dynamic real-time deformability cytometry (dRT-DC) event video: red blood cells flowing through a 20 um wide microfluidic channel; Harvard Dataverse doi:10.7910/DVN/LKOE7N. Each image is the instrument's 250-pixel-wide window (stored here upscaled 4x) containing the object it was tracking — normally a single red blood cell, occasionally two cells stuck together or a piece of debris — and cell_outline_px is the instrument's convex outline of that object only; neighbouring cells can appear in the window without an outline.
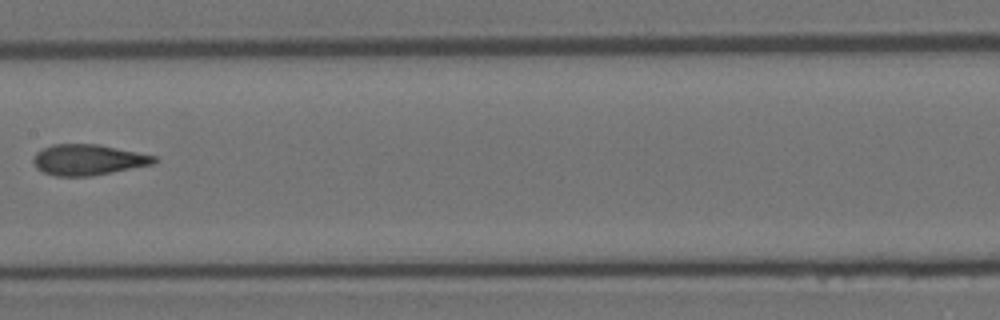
{"species": "Egyptian fruit bat (a non-hibernating species)", "species_latin": "Rousettus aegyptiacus", "temperature_condition": "room temperature", "stored_images_in_passage": 9, "camera_frame_rate_fps": 3000, "um_per_image_px": 0.085, "animal": {"sex": "female"}, "frame": {"image": 1, "passage_image": 7, "time_ms": 2.0, "image_size_px": [1000, 320], "cell_outline_px": [[156, 160], [152, 164], [92, 176], [56, 176], [44, 172], [36, 168], [32, 160], [36, 152], [52, 144], [96, 144], [156, 156]], "centroid_in_image_um": [7.44, 13.58], "position_along_channel_um": 200.0, "area_um2": 21.39}}
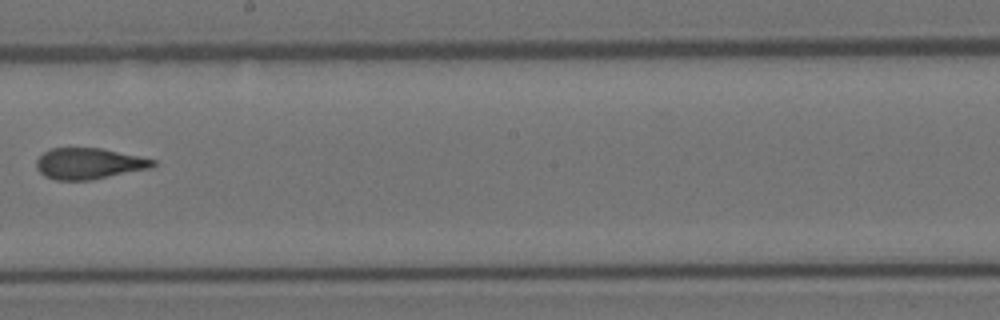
{"frame": {"image": 2, "passage_image": 8, "time_ms": 2.333, "image_size_px": [1000, 320], "cell_outline_px": [[156, 164], [152, 168], [92, 180], [56, 180], [44, 176], [36, 168], [36, 160], [44, 152], [52, 148], [100, 148], [140, 156], [156, 160]], "centroid_in_image_um": [7.57, 13.91], "position_along_channel_um": 240.6, "area_um2": 21.21}}
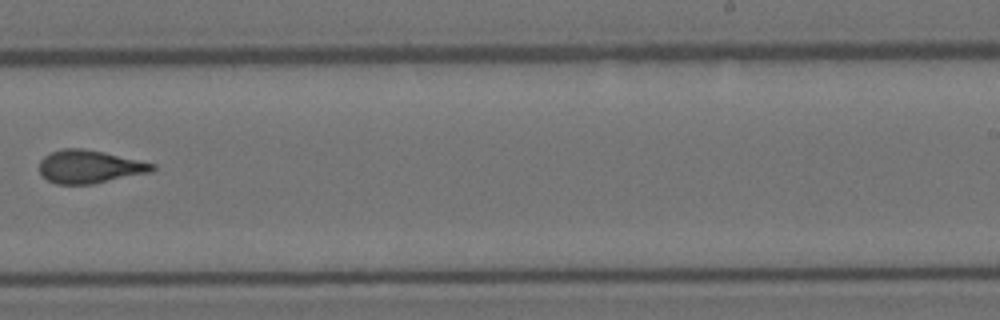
{"frame": {"image": 3, "passage_image": 9, "time_ms": 2.667, "image_size_px": [1000, 320], "cell_outline_px": [[156, 168], [152, 172], [92, 184], [56, 184], [48, 180], [40, 172], [40, 160], [44, 156], [52, 152], [64, 148], [84, 148], [104, 152], [156, 164]], "centroid_in_image_um": [7.63, 14.17], "position_along_channel_um": 281.4, "area_um2": 21.73}}